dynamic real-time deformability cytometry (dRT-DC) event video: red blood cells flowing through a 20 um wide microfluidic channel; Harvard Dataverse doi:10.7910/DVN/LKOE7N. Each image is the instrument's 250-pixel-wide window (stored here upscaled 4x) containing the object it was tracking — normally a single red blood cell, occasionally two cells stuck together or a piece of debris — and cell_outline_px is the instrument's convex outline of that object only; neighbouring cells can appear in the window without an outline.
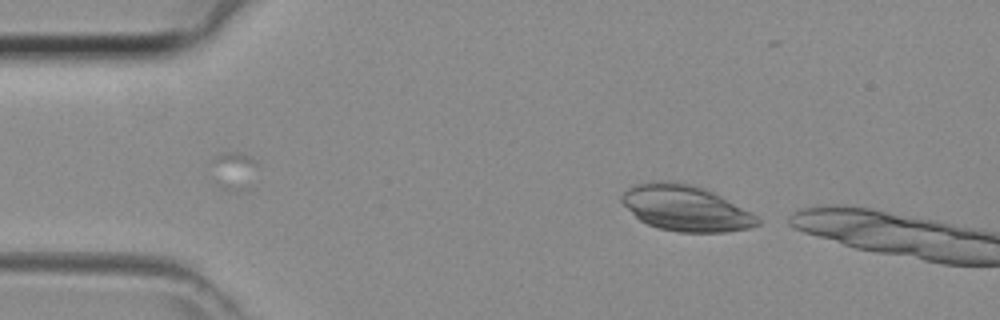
{"species": "common noctule bat (a hibernating species)", "species_latin": "Nyctalus noctula", "temperature_condition": "room temperature", "stored_images_in_passage": 3, "camera_frame_rate_fps": 3000, "um_per_image_px": 0.085, "animal": {"sex": "female", "body_mass_g": 29.2, "forearm_length_mm": 56.3}, "frame": {"image": 1, "passage_image": 1, "time_ms": 0.0, "image_size_px": [1000, 320], "cell_outline_px": [[760, 224], [752, 228], [724, 232], [680, 232], [660, 228], [648, 224], [640, 220], [620, 200], [620, 196], [628, 188], [636, 184], [664, 180], [668, 180], [688, 184], [704, 188], [752, 212], [760, 220]], "centroid_in_image_um": [58.3, 17.7], "position_along_channel_um": 26.7, "area_um2": 35.84}}